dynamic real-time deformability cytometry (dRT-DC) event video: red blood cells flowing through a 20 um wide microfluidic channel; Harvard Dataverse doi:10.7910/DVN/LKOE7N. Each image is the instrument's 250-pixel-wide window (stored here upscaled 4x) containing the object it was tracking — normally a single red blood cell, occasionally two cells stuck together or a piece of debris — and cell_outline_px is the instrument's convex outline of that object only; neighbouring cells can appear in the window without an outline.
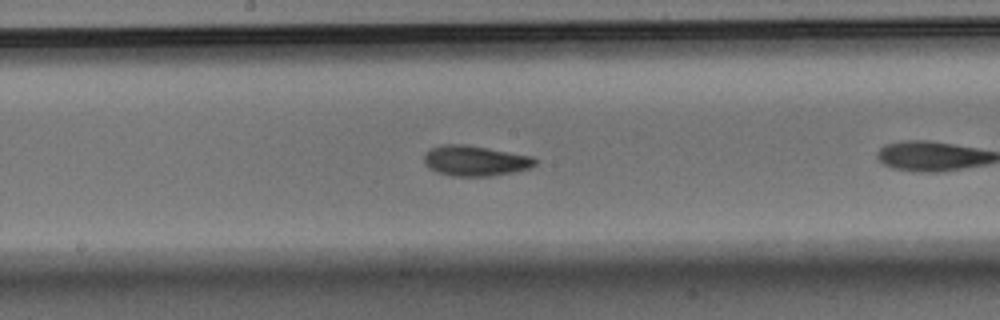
{"species": "Egyptian fruit bat (a non-hibernating species)", "species_latin": "Rousettus aegyptiacus", "temperature_condition": "warm", "stored_images_in_passage": 26, "camera_frame_rate_fps": 3000, "um_per_image_px": 0.085, "animal": {"sex": "male"}, "frame": {"image": 1, "passage_image": 12, "time_ms": 3.667, "image_size_px": [1000, 320], "cell_outline_px": [[536, 164], [532, 168], [492, 176], [452, 176], [436, 172], [428, 168], [424, 164], [424, 152], [428, 148], [440, 144], [464, 144], [532, 156], [536, 160]], "centroid_in_image_um": [40.33, 13.66], "position_along_channel_um": 207.9, "area_um2": 19.88}}
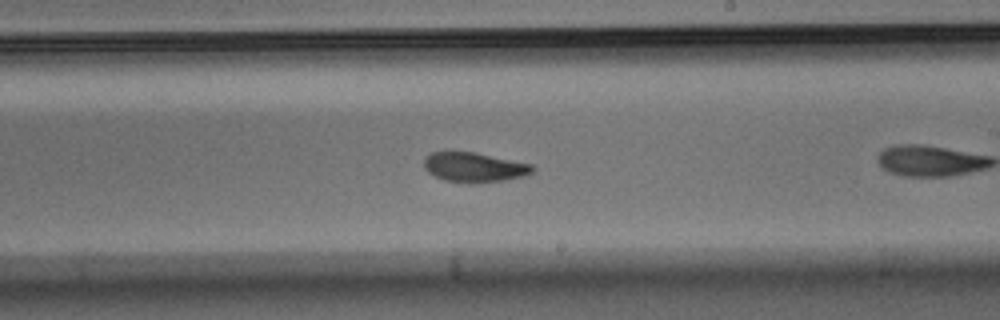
{"frame": {"image": 2, "passage_image": 15, "time_ms": 4.667, "image_size_px": [1000, 320], "cell_outline_px": [[536, 168], [532, 172], [524, 176], [504, 180], [472, 184], [444, 180], [428, 172], [424, 168], [424, 156], [432, 152], [472, 152], [532, 164]], "centroid_in_image_um": [40.3, 14.23], "position_along_channel_um": 248.7, "area_um2": 18.73}}